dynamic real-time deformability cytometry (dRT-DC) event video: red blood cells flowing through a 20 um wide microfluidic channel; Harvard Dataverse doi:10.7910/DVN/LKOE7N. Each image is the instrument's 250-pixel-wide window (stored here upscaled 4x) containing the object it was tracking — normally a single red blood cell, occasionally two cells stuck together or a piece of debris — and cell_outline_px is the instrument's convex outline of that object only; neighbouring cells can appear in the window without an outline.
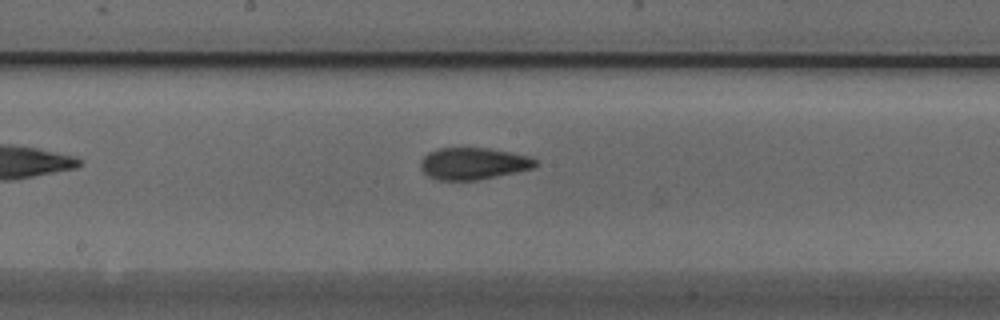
{"species": "Egyptian fruit bat (a non-hibernating species)", "species_latin": "Rousettus aegyptiacus", "temperature_condition": "cold", "stored_images_in_passage": 13, "camera_frame_rate_fps": 3000, "um_per_image_px": 0.085, "animal": {"sex": "male"}, "frame": {"image": 1, "passage_image": 11, "time_ms": 3.333, "image_size_px": [1000, 320], "cell_outline_px": [[540, 164], [536, 168], [480, 180], [436, 180], [428, 176], [420, 168], [420, 160], [428, 152], [440, 148], [488, 148], [532, 156]], "centroid_in_image_um": [40.27, 13.91], "position_along_channel_um": 207.9, "area_um2": 21.73}}